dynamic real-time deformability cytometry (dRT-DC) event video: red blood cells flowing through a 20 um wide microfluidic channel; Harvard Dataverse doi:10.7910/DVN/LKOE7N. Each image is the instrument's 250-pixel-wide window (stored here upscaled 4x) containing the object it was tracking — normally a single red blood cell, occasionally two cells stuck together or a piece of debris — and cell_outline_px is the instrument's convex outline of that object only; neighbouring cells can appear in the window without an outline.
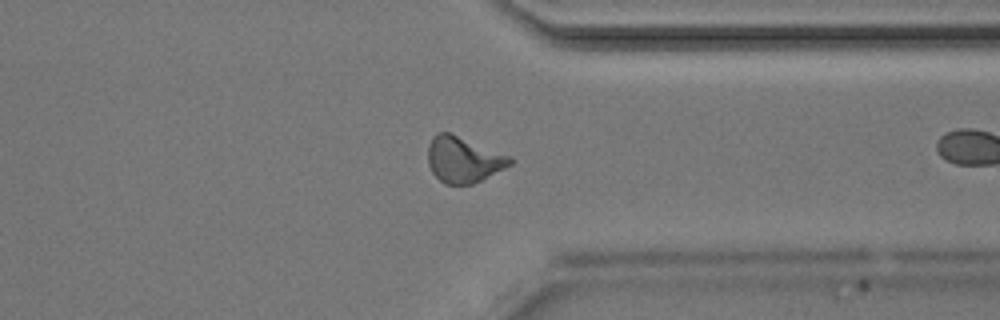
{"species": "Egyptian fruit bat (a non-hibernating species)", "species_latin": "Rousettus aegyptiacus", "temperature_condition": "room temperature", "stored_images_in_passage": 27, "camera_frame_rate_fps": 3000, "um_per_image_px": 0.085, "animal": {"sex": "male"}, "frame": {"image": 1, "passage_image": 23, "time_ms": 7.333, "image_size_px": [1000, 320], "cell_outline_px": [[512, 164], [472, 184], [444, 184], [432, 172], [428, 164], [428, 144], [432, 136], [436, 132], [448, 132], [512, 156]], "centroid_in_image_um": [39.37, 13.55], "position_along_channel_um": 372.0, "area_um2": 21.85}}